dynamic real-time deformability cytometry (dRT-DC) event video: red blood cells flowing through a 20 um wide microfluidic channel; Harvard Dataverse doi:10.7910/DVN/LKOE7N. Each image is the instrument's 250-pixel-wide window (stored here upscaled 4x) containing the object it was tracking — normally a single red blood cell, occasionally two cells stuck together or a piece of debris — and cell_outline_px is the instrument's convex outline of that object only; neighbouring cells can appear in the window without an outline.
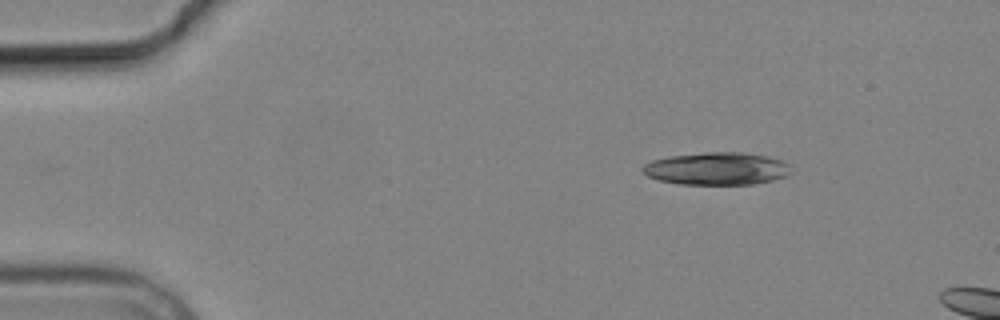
{"species": "common noctule bat (a hibernating species)", "species_latin": "Nyctalus noctula", "temperature_condition": "cold", "stored_images_in_passage": 2, "camera_frame_rate_fps": 3000, "um_per_image_px": 0.085, "animal": {"sex": "male", "body_mass_g": 19.2, "forearm_length_mm": 51.8}, "frame": {"image": 1, "passage_image": 2, "time_ms": 1.0, "image_size_px": [1000, 320], "cell_outline_px": [[792, 172], [788, 176], [772, 180], [752, 184], [680, 184], [660, 180], [648, 176], [640, 172], [640, 168], [644, 164], [652, 160], [668, 156], [708, 152], [744, 152], [768, 156], [784, 160], [788, 164]], "centroid_in_image_um": [60.93, 14.32], "position_along_channel_um": 24.1, "area_um2": 28.44}}